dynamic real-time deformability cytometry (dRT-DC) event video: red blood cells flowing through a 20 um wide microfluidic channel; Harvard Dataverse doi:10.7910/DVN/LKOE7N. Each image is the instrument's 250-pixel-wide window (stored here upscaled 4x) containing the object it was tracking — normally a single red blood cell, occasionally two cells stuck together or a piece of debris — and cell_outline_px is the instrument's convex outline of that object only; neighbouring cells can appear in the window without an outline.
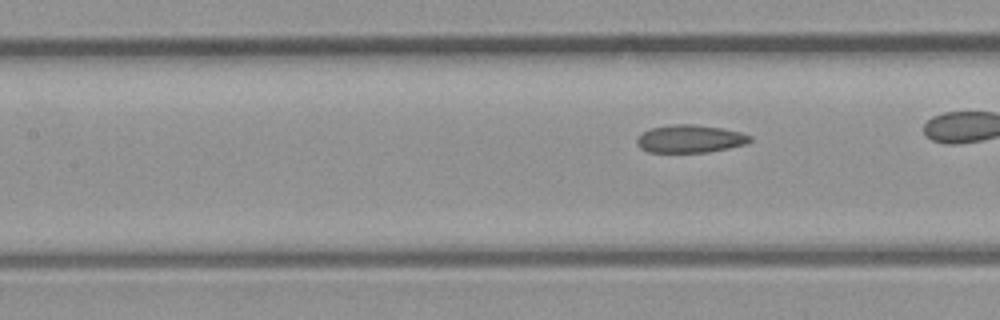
{"species": "common noctule bat (a hibernating species)", "species_latin": "Nyctalus noctula", "temperature_condition": "room temperature", "stored_images_in_passage": 7, "segment_of_instrument_passage": [2, 2], "camera_frame_rate_fps": 3000, "um_per_image_px": 0.085, "animal": {"sex": "male", "body_mass_g": 23.1, "forearm_length_mm": 52.7}, "frame": {"image": 1, "passage_image": 7, "time_ms": 7.0, "image_size_px": [1000, 320], "cell_outline_px": [[752, 140], [744, 144], [728, 148], [708, 152], [648, 152], [640, 148], [636, 144], [636, 140], [644, 132], [652, 128], [672, 124], [692, 124], [720, 128], [740, 132], [752, 136]], "centroid_in_image_um": [58.65, 11.8], "position_along_channel_um": 148.8, "area_um2": 18.15}}